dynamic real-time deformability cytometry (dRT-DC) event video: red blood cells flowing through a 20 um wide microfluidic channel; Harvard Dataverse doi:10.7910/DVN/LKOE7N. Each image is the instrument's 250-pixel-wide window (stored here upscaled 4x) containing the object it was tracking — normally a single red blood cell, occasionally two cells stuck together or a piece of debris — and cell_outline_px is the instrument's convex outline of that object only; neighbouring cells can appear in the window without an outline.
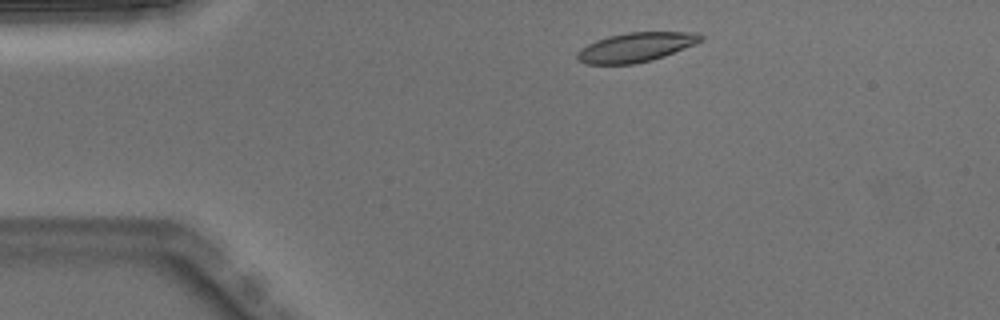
{"species": "Egyptian fruit bat (a non-hibernating species)", "species_latin": "Rousettus aegyptiacus", "temperature_condition": "warm", "stored_images_in_passage": 31, "camera_frame_rate_fps": 3000, "um_per_image_px": 0.085, "animal": {"sex": "male"}, "frame": {"image": 1, "passage_image": 4, "time_ms": 1.0, "image_size_px": [1000, 320], "cell_outline_px": [[704, 36], [696, 44], [664, 56], [652, 60], [636, 64], [584, 64], [576, 60], [576, 52], [580, 48], [596, 40], [608, 36], [628, 32], [696, 32]], "centroid_in_image_um": [54.01, 4.02], "position_along_channel_um": 31.0, "area_um2": 21.27}}
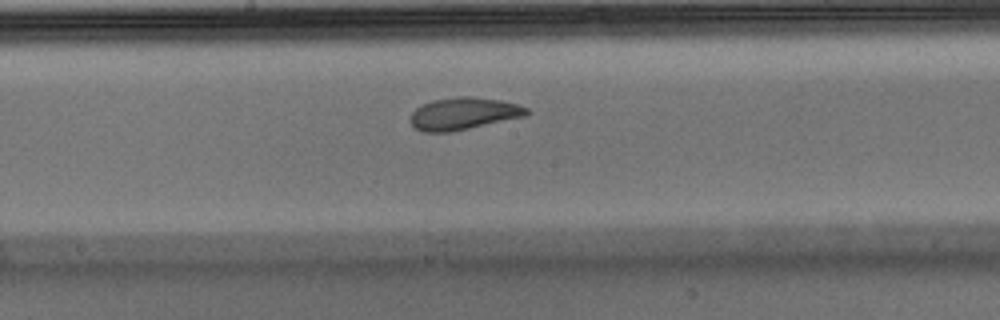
{"frame": {"image": 2, "passage_image": 21, "time_ms": 6.667, "image_size_px": [1000, 320], "cell_outline_px": [[528, 112], [524, 116], [452, 132], [424, 132], [416, 128], [408, 120], [412, 112], [416, 108], [432, 100], [456, 96], [472, 96], [500, 100], [516, 104], [528, 108]], "centroid_in_image_um": [39.35, 9.65], "position_along_channel_um": 208.8, "area_um2": 21.73}}
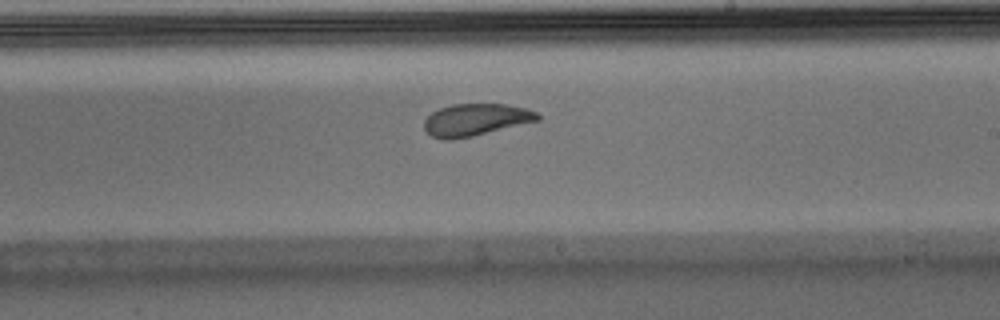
{"frame": {"image": 3, "passage_image": 24, "time_ms": 7.667, "image_size_px": [1000, 320], "cell_outline_px": [[540, 120], [472, 136], [452, 140], [444, 140], [432, 136], [424, 128], [424, 120], [432, 112], [440, 108], [452, 104], [508, 104], [528, 108], [536, 112], [540, 116]], "centroid_in_image_um": [40.44, 10.17], "position_along_channel_um": 248.6, "area_um2": 21.21}}